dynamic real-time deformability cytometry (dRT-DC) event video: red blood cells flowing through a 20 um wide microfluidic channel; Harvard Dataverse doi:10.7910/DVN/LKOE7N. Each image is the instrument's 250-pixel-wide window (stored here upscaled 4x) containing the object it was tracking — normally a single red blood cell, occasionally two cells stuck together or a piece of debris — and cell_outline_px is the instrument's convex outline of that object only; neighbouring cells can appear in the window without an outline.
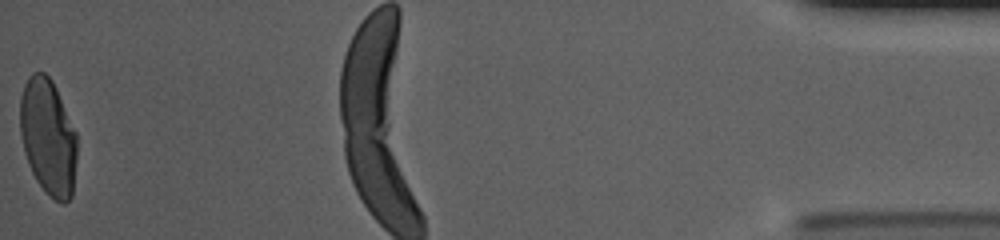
{"species": "human", "species_latin": "Homo sapiens", "temperature_condition": "cold", "stored_images_in_passage": 45, "camera_frame_rate_fps": 3000, "um_per_image_px": 0.085, "donor": {"sex": "male"}, "frame": {"image": 1, "passage_image": 45, "time_ms": 14.667, "image_size_px": [1000, 240], "cell_outline_px": [[76, 160], [72, 196], [64, 204], [60, 204], [44, 192], [36, 180], [28, 164], [24, 152], [20, 136], [20, 96], [24, 84], [28, 76], [32, 72], [44, 72], [52, 80], [56, 88], [76, 132]], "centroid_in_image_um": [4.07, 11.65], "position_along_channel_um": 431.1, "area_um2": 38.9}}